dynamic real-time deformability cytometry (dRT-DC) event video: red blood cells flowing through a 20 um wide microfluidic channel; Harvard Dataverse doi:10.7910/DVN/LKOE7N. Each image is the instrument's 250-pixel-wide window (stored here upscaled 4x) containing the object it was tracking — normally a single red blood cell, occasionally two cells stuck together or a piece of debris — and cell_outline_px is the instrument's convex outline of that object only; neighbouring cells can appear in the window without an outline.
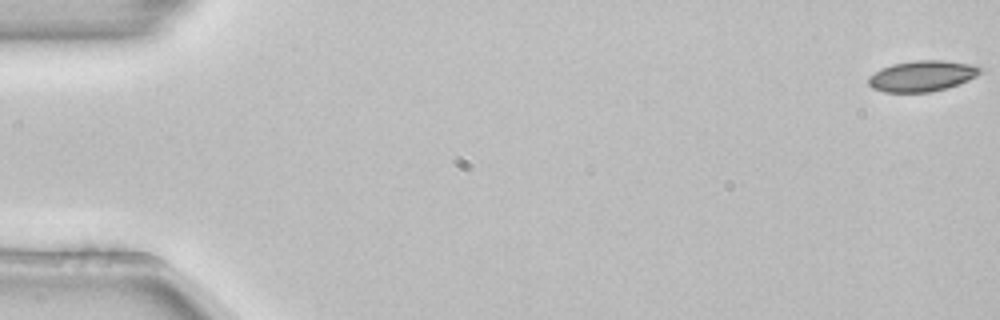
{"species": "common noctule bat (a hibernating species)", "species_latin": "Nyctalus noctula", "temperature_condition": "room temperature", "stored_images_in_passage": 54, "camera_frame_rate_fps": 3000, "um_per_image_px": 0.085, "animal": {"sex": "female", "body_mass_g": 22.7, "forearm_length_mm": 54.2}, "frame": {"image": 1, "passage_image": 1, "time_ms": 0.0, "image_size_px": [1000, 320], "cell_outline_px": [[984, 68], [976, 76], [968, 80], [948, 88], [928, 92], [884, 92], [872, 88], [868, 84], [868, 76], [880, 68], [892, 64], [916, 60], [940, 60], [972, 64]], "centroid_in_image_um": [78.36, 6.46], "position_along_channel_um": 6.6, "area_um2": 20.17}}
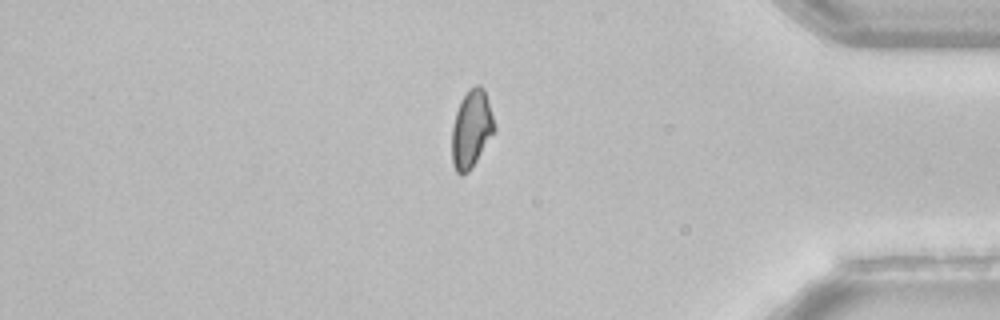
{"frame": {"image": 2, "passage_image": 46, "time_ms": 15.0, "image_size_px": [1000, 320], "cell_outline_px": [[496, 128], [472, 168], [468, 172], [460, 176], [456, 172], [452, 164], [452, 128], [456, 112], [460, 100], [468, 88], [476, 84], [480, 84], [484, 88], [496, 124]], "centroid_in_image_um": [40.07, 10.94], "position_along_channel_um": 395.1, "area_um2": 19.48}}
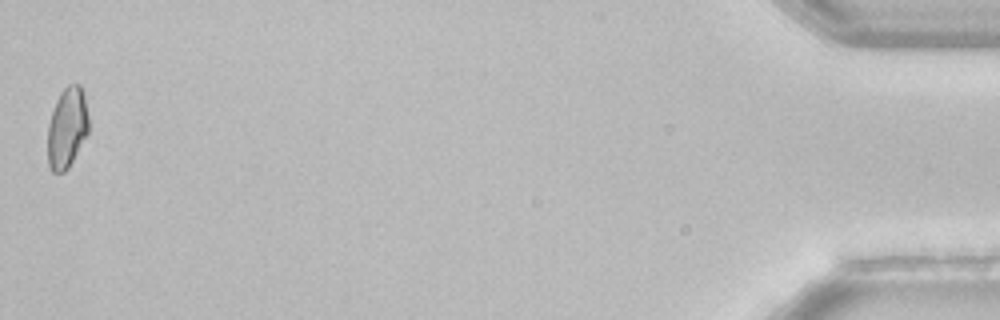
{"frame": {"image": 3, "passage_image": 54, "time_ms": 17.667, "image_size_px": [1000, 320], "cell_outline_px": [[88, 132], [68, 168], [64, 172], [52, 172], [48, 164], [48, 124], [56, 100], [60, 92], [68, 84], [80, 84], [84, 96], [88, 116]], "centroid_in_image_um": [5.69, 10.85], "position_along_channel_um": 429.5, "area_um2": 19.07}, "authors_computed_cell_mechanics": {"area_um2": 20.1144, "velocity_mm_per_s": 3.8462, "shape_relaxation_time_tau1_ms": 4.8902, "shape_relaxation_time_tau2_ms": null, "deformation_change_tau1": 0.1092, "deformation_change_tau2": null}}